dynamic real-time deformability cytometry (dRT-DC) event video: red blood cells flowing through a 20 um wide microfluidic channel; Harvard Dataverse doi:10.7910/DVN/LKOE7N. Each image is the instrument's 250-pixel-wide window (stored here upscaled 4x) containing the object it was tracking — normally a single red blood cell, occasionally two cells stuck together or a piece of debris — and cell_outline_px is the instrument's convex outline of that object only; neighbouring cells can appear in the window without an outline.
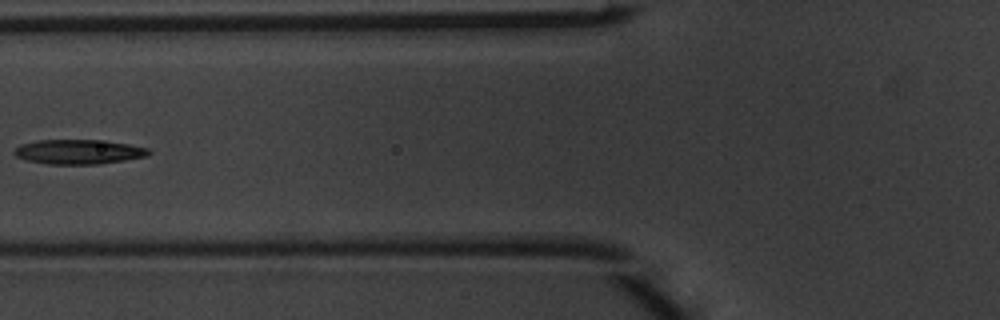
{"species": "common noctule bat (a hibernating species)", "species_latin": "Nyctalus noctula", "temperature_condition": "warm", "stored_images_in_passage": 5, "camera_frame_rate_fps": 3000, "um_per_image_px": 0.085, "animal": {"sex": "male", "body_mass_g": 20.1, "forearm_length_mm": 53.5}, "frame": {"image": 1, "passage_image": 4, "time_ms": 1.0, "image_size_px": [1000, 320], "cell_outline_px": [[152, 152], [148, 156], [100, 164], [48, 164], [28, 160], [16, 156], [12, 152], [20, 144], [36, 140], [108, 140], [148, 148]], "centroid_in_image_um": [6.7, 12.89], "position_along_channel_um": 119.1, "area_um2": 19.36}}
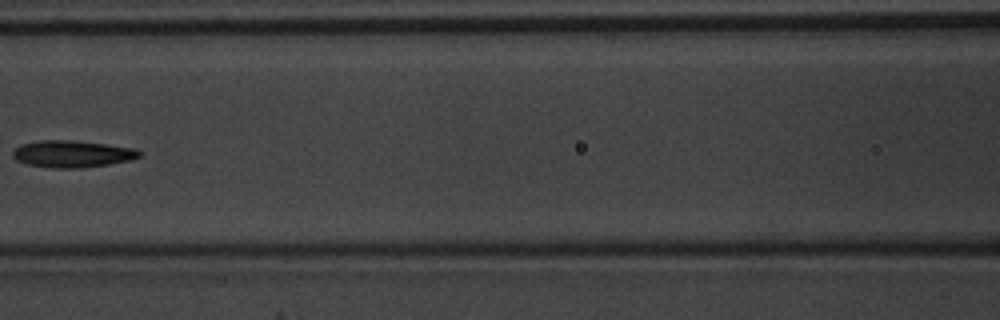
{"frame": {"image": 2, "passage_image": 5, "time_ms": 1.333, "image_size_px": [1000, 320], "cell_outline_px": [[140, 156], [132, 160], [108, 164], [80, 168], [52, 168], [28, 164], [16, 160], [12, 156], [12, 152], [20, 144], [40, 140], [76, 140], [136, 148], [140, 152]], "centroid_in_image_um": [6.14, 13.07], "position_along_channel_um": 160.5, "area_um2": 19.94}}